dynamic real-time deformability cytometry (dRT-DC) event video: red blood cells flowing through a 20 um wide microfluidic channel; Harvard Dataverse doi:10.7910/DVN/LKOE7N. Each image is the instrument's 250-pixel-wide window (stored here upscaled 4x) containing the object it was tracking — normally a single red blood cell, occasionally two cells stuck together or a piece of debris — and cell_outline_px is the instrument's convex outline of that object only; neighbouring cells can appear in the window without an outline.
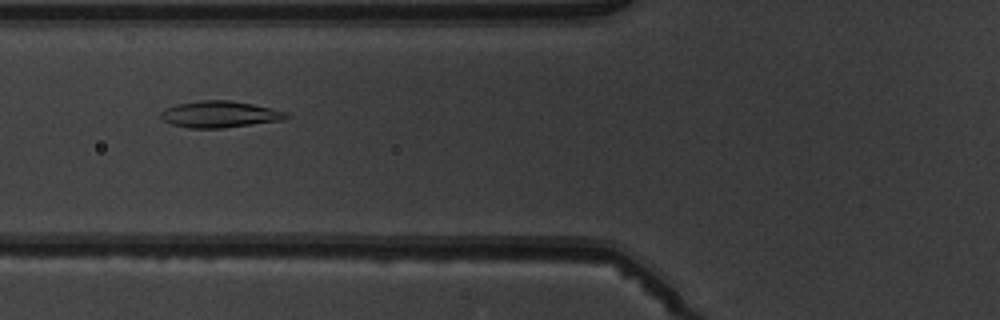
{"species": "common noctule bat (a hibernating species)", "species_latin": "Nyctalus noctula", "temperature_condition": "warm", "stored_images_in_passage": 8, "camera_frame_rate_fps": 3000, "um_per_image_px": 0.085, "animal": {"sex": "male", "body_mass_g": 19.5, "forearm_length_mm": 54.6}, "frame": {"image": 1, "passage_image": 6, "time_ms": 6.0, "image_size_px": [1000, 320], "cell_outline_px": [[292, 116], [284, 120], [224, 128], [188, 128], [172, 124], [164, 120], [160, 116], [160, 112], [164, 108], [176, 104], [200, 100], [228, 100], [252, 104], [272, 108], [288, 112]], "centroid_in_image_um": [18.7, 9.71], "position_along_channel_um": 107.1, "area_um2": 19.59}}
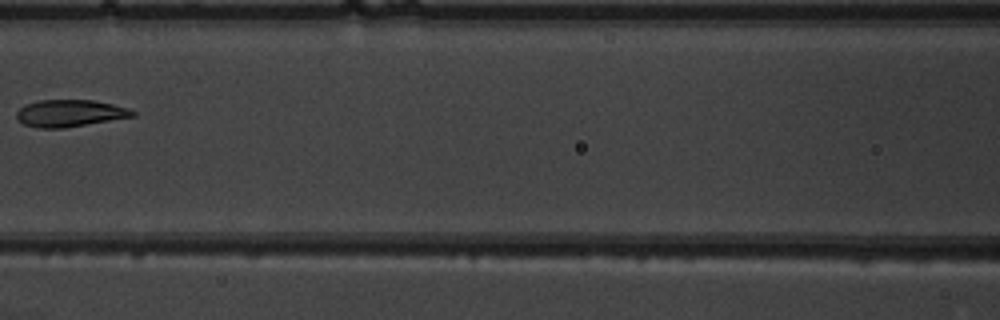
{"frame": {"image": 2, "passage_image": 7, "time_ms": 7.333, "image_size_px": [1000, 320], "cell_outline_px": [[136, 116], [64, 128], [36, 128], [24, 124], [16, 116], [16, 112], [24, 104], [40, 100], [92, 100], [112, 104], [128, 108], [136, 112]], "centroid_in_image_um": [5.93, 9.62], "position_along_channel_um": 160.7, "area_um2": 18.26}}
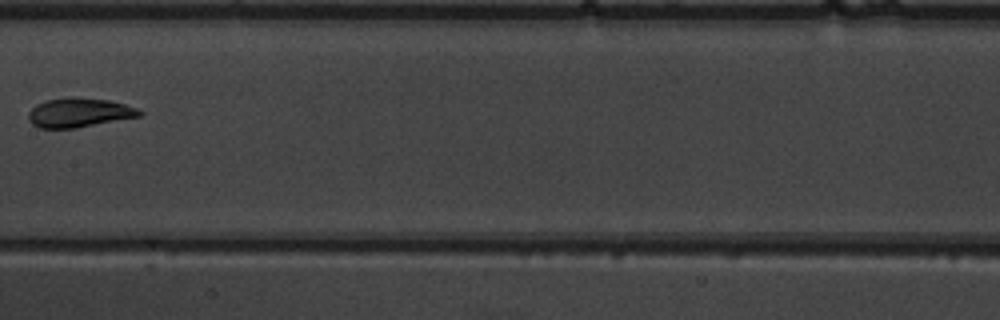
{"frame": {"image": 3, "passage_image": 8, "time_ms": 8.333, "image_size_px": [1000, 320], "cell_outline_px": [[144, 112], [140, 116], [76, 128], [40, 128], [32, 124], [28, 120], [28, 112], [36, 104], [48, 100], [72, 96], [76, 96], [108, 100], [124, 104], [136, 108]], "centroid_in_image_um": [6.7, 9.57], "position_along_channel_um": 200.7, "area_um2": 18.96}}